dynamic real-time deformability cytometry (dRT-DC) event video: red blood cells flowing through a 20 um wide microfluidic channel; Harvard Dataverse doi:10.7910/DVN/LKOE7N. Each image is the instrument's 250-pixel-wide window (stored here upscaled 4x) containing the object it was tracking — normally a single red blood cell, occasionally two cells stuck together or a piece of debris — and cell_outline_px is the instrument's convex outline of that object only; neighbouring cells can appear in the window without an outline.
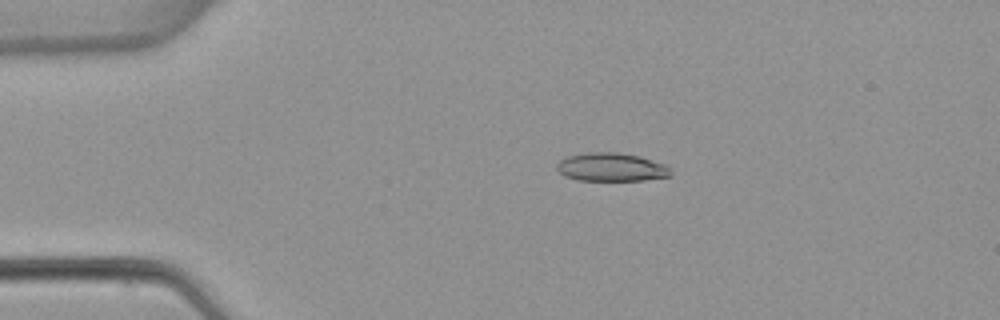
{"species": "common noctule bat (a hibernating species)", "species_latin": "Nyctalus noctula", "temperature_condition": "warm", "stored_images_in_passage": 5, "camera_frame_rate_fps": 3000, "um_per_image_px": 0.085, "animal": {"sex": "female", "body_mass_g": 22.7, "forearm_length_mm": 54.2}, "frame": {"image": 1, "passage_image": 3, "time_ms": 2.667, "image_size_px": [1000, 320], "cell_outline_px": [[672, 176], [644, 180], [576, 180], [564, 176], [556, 168], [556, 164], [560, 160], [568, 156], [588, 152], [620, 152], [640, 156], [664, 164], [672, 172]], "centroid_in_image_um": [51.95, 14.2], "position_along_channel_um": 33.0, "area_um2": 18.9}}
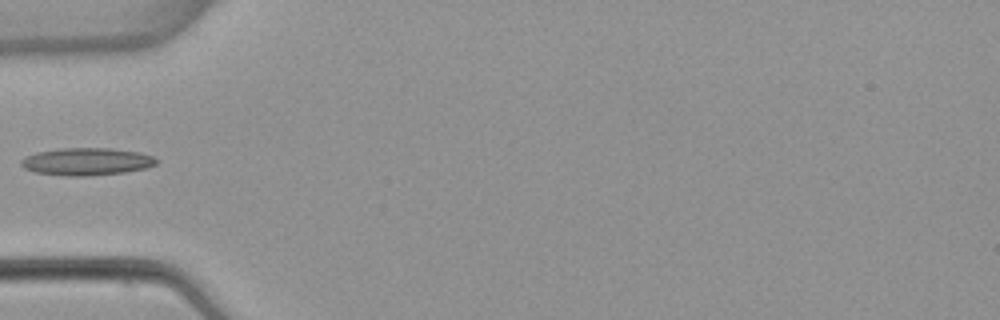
{"frame": {"image": 2, "passage_image": 5, "time_ms": 5.0, "image_size_px": [1000, 320], "cell_outline_px": [[160, 160], [156, 164], [144, 168], [124, 172], [88, 176], [68, 176], [36, 172], [24, 168], [20, 164], [20, 160], [24, 156], [36, 152], [60, 148], [112, 148], [140, 152], [152, 156]], "centroid_in_image_um": [7.35, 13.72], "position_along_channel_um": 77.6, "area_um2": 21.73}}